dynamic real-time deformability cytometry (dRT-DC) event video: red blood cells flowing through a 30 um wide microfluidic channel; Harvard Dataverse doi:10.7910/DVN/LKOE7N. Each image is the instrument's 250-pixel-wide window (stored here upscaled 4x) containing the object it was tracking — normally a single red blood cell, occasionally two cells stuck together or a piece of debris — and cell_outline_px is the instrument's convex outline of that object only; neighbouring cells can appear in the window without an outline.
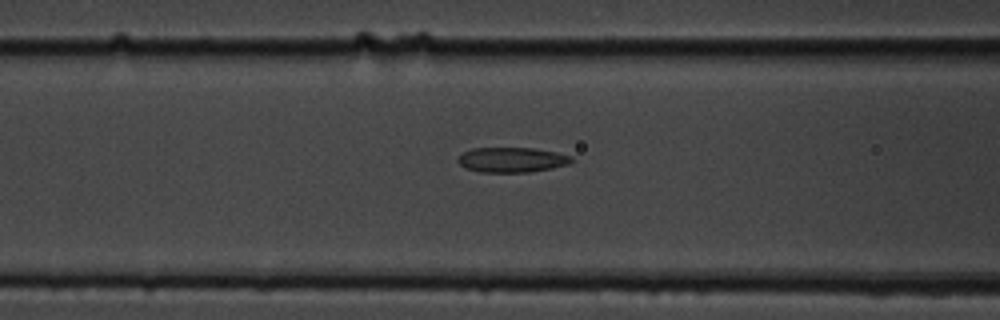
{"species": "common noctule bat (a hibernating species)", "species_latin": "Nyctalus noctula", "temperature_condition": "cold", "stored_images_in_passage": 18, "camera_frame_rate_fps": 3000, "um_per_image_px": 0.085, "animal": {"sex": "male", "body_mass_g": 19.5, "forearm_length_mm": 54.6}, "frame": {"image": 1, "passage_image": 9, "time_ms": 2.667, "image_size_px": [1000, 320], "cell_outline_px": [[572, 160], [568, 164], [552, 168], [528, 172], [480, 172], [464, 168], [456, 160], [464, 152], [472, 148], [536, 148], [556, 152], [572, 156]], "centroid_in_image_um": [43.49, 13.58], "position_along_channel_um": 123.1, "area_um2": 16.53}}
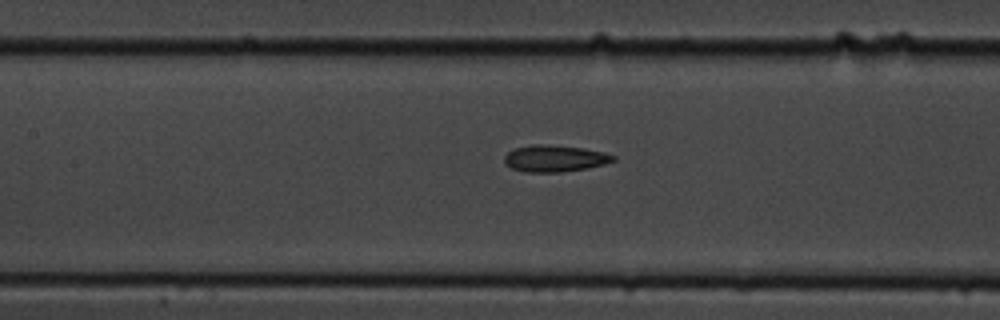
{"frame": {"image": 2, "passage_image": 12, "time_ms": 3.667, "image_size_px": [1000, 320], "cell_outline_px": [[616, 160], [604, 164], [588, 168], [560, 172], [524, 172], [512, 168], [504, 164], [504, 156], [508, 152], [516, 148], [532, 144], [548, 144], [584, 148], [604, 152], [616, 156]], "centroid_in_image_um": [47.15, 13.46], "position_along_channel_um": 160.2, "area_um2": 17.05}}
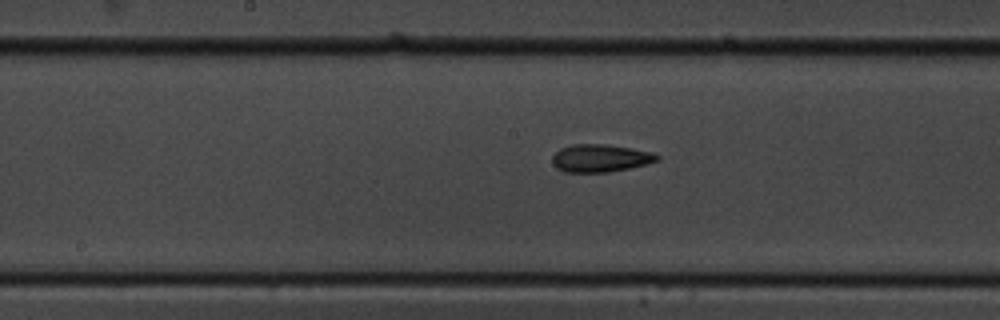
{"frame": {"image": 3, "passage_image": 15, "time_ms": 4.667, "image_size_px": [1000, 320], "cell_outline_px": [[660, 160], [648, 164], [608, 172], [564, 172], [556, 168], [552, 164], [552, 156], [560, 148], [572, 144], [604, 144], [632, 148], [656, 152], [660, 156]], "centroid_in_image_um": [51.05, 13.44], "position_along_channel_um": 197.1, "area_um2": 17.17}}